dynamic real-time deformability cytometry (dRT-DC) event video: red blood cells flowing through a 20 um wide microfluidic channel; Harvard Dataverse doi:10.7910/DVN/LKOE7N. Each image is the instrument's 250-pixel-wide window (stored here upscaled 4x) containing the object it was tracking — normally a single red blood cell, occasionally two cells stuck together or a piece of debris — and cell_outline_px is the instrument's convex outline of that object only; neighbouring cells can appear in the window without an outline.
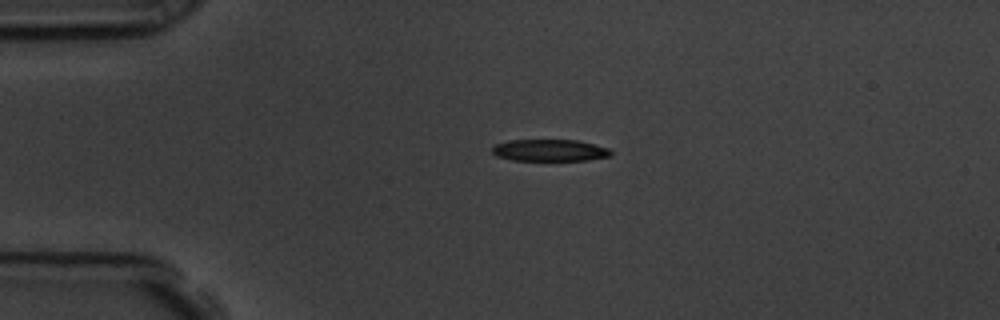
{"species": "common noctule bat (a hibernating species)", "species_latin": "Nyctalus noctula", "temperature_condition": "room temperature", "stored_images_in_passage": 8, "camera_frame_rate_fps": 3000, "um_per_image_px": 0.085, "animal": {"sex": "male", "body_mass_g": 19.5, "forearm_length_mm": 54.6}, "frame": {"image": 1, "passage_image": 1, "time_ms": 0.0, "image_size_px": [1000, 320], "cell_outline_px": [[612, 156], [588, 160], [512, 160], [496, 156], [492, 152], [492, 148], [496, 144], [508, 140], [576, 140], [608, 148], [612, 152]], "centroid_in_image_um": [46.72, 12.78], "position_along_channel_um": 38.3, "area_um2": 15.03}}